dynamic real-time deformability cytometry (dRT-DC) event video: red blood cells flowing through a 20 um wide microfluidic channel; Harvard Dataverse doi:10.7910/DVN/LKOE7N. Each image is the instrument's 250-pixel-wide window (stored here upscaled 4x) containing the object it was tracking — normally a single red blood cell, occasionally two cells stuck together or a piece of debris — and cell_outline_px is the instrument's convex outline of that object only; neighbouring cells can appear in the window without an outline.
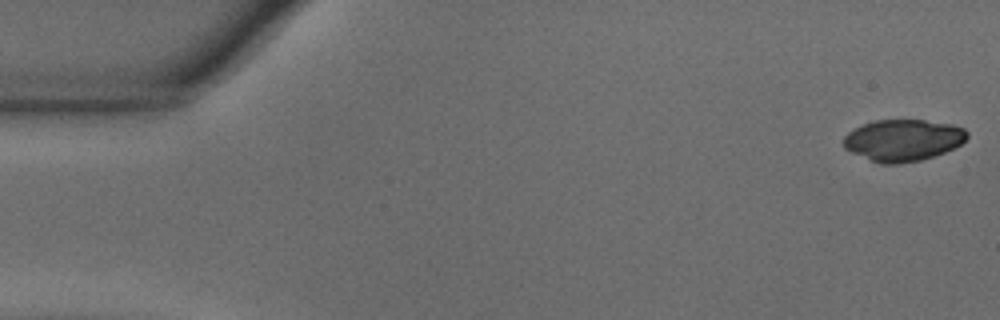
{"species": "common noctule bat (a hibernating species)", "species_latin": "Nyctalus noctula", "temperature_condition": "warm", "stored_images_in_passage": 54, "camera_frame_rate_fps": 3000, "um_per_image_px": 0.085, "animal": {"sex": "male", "body_mass_g": 18.8}, "frame": {"image": 1, "passage_image": 1, "time_ms": 0.0, "image_size_px": [1000, 320], "cell_outline_px": [[968, 136], [960, 144], [944, 152], [920, 160], [896, 164], [880, 164], [852, 152], [844, 148], [844, 136], [848, 132], [864, 124], [876, 120], [924, 120], [952, 124], [964, 128], [968, 132]], "centroid_in_image_um": [76.76, 11.91], "position_along_channel_um": 8.2, "area_um2": 29.71}}